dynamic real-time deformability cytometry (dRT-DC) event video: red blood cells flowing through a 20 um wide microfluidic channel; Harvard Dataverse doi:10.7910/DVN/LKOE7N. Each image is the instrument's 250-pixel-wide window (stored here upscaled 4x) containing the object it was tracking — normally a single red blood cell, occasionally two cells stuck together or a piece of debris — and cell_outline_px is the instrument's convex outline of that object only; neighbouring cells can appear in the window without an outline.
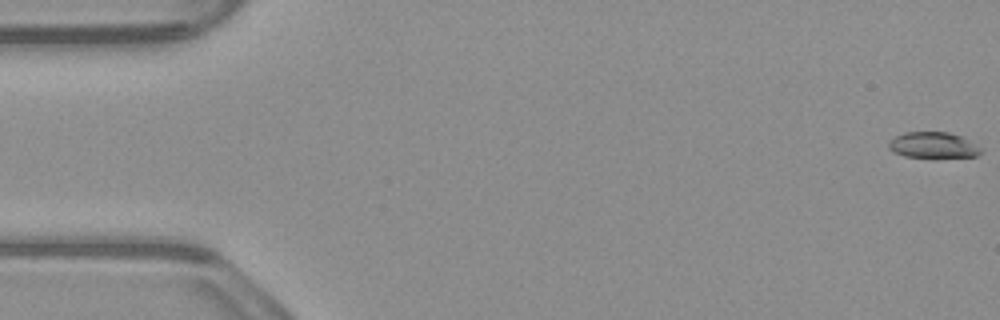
{"species": "common noctule bat (a hibernating species)", "species_latin": "Nyctalus noctula", "temperature_condition": "warm", "stored_images_in_passage": 53, "camera_frame_rate_fps": 3000, "um_per_image_px": 0.085, "animal": {"sex": "male", "body_mass_g": 23.1, "forearm_length_mm": 52.7}, "frame": {"image": 1, "passage_image": 1, "time_ms": 0.0, "image_size_px": [1000, 320], "cell_outline_px": [[984, 152], [976, 156], [936, 160], [904, 156], [892, 152], [888, 148], [888, 140], [904, 132], [948, 132], [964, 136], [980, 148]], "centroid_in_image_um": [79.33, 12.38], "position_along_channel_um": 5.7, "area_um2": 14.85}}
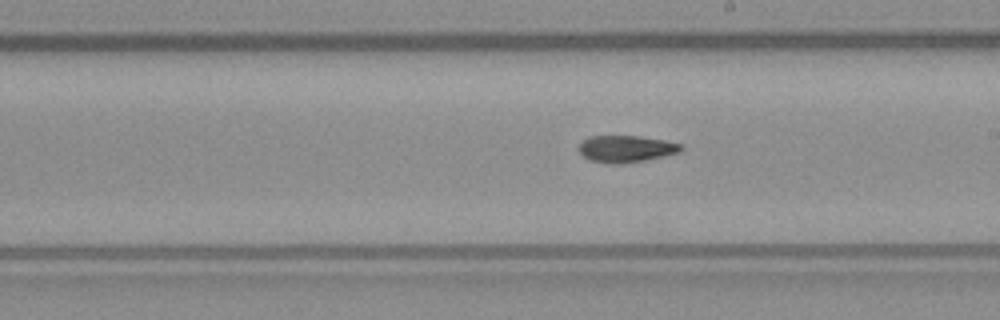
{"frame": {"image": 2, "passage_image": 30, "time_ms": 9.667, "image_size_px": [1000, 320], "cell_outline_px": [[684, 148], [680, 152], [644, 160], [616, 164], [612, 164], [588, 160], [580, 152], [580, 144], [588, 136], [640, 136], [664, 140], [680, 144]], "centroid_in_image_um": [53.21, 12.64], "position_along_channel_um": 235.8, "area_um2": 15.78}}
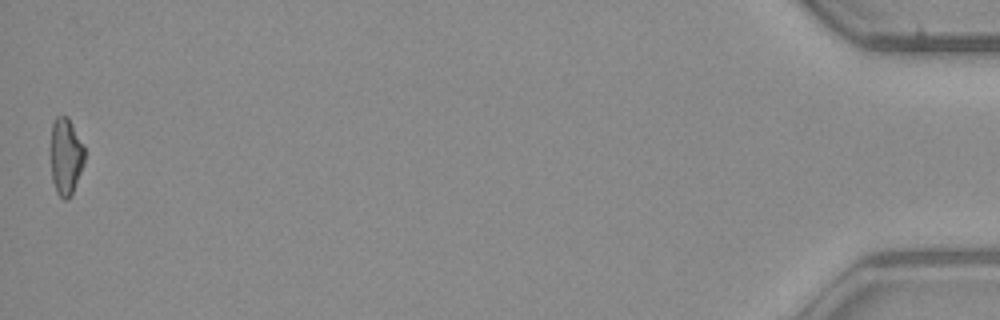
{"frame": {"image": 3, "passage_image": 53, "time_ms": 17.333, "image_size_px": [1000, 320], "cell_outline_px": [[84, 164], [72, 192], [68, 200], [64, 200], [56, 192], [52, 180], [52, 124], [56, 116], [68, 116], [84, 144]], "centroid_in_image_um": [5.61, 13.28], "position_along_channel_um": 429.6, "area_um2": 15.03}, "authors_computed_cell_mechanics": {"area_um2": 15.7794, "velocity_mm_per_s": 3.9405, "shape_relaxation_time_tau1_ms": null, "shape_relaxation_time_tau2_ms": 7.744, "deformation_change_tau1": null, "deformation_change_tau2": 0.1761}}